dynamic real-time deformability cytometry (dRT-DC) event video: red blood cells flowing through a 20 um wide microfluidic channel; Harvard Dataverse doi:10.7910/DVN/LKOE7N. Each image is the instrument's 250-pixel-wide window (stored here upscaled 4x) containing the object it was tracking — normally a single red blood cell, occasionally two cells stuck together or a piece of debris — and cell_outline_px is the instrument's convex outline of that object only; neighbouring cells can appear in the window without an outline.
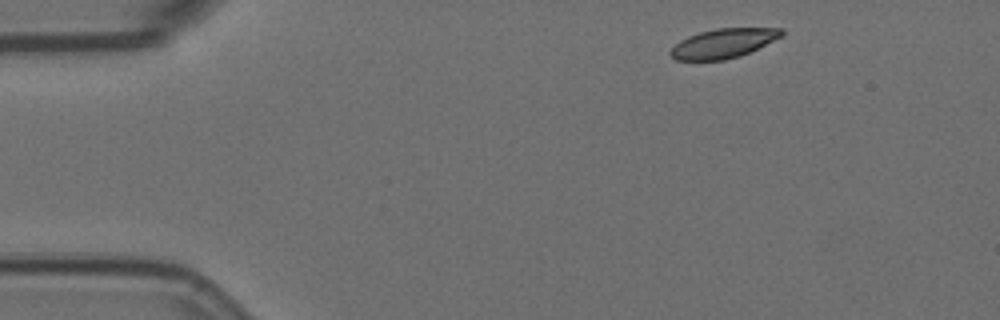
{"species": "Egyptian fruit bat (a non-hibernating species)", "species_latin": "Rousettus aegyptiacus", "temperature_condition": "room temperature", "stored_images_in_passage": 3, "camera_frame_rate_fps": 3000, "um_per_image_px": 0.085, "animal": {"sex": "female"}, "frame": {"image": 1, "passage_image": 1, "time_ms": 0.0, "image_size_px": [1000, 320], "cell_outline_px": [[784, 32], [780, 36], [740, 56], [724, 60], [676, 60], [668, 52], [680, 40], [688, 36], [700, 32], [716, 28], [784, 28]], "centroid_in_image_um": [61.44, 3.68], "position_along_channel_um": 23.6, "area_um2": 18.67}}
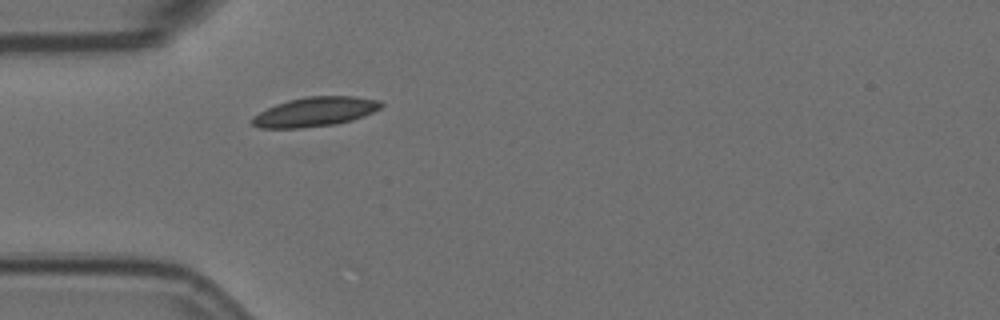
{"frame": {"image": 2, "passage_image": 3, "time_ms": 0.667, "image_size_px": [1000, 320], "cell_outline_px": [[384, 104], [380, 108], [364, 116], [352, 120], [336, 124], [300, 128], [260, 128], [252, 124], [248, 120], [252, 116], [276, 104], [288, 100], [304, 96], [356, 96], [380, 100]], "centroid_in_image_um": [26.77, 9.5], "position_along_channel_um": 58.2, "area_um2": 22.25}}